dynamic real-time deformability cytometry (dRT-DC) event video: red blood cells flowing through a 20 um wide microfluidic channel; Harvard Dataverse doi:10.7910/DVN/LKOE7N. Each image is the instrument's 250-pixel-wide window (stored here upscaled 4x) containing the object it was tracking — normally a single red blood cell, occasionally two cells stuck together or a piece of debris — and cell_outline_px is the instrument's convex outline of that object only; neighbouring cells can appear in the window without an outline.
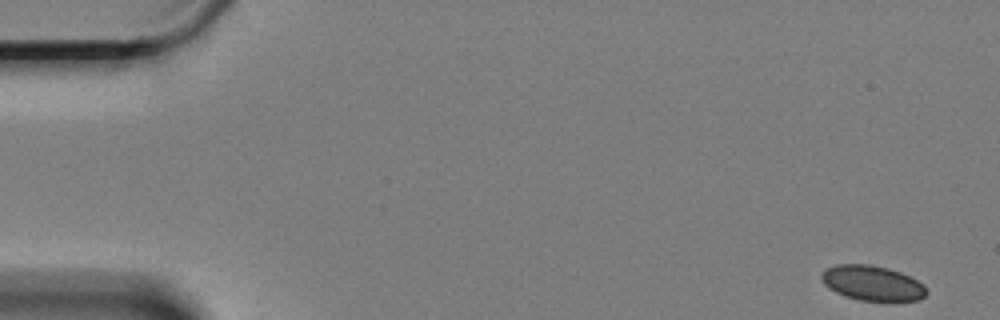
{"species": "Egyptian fruit bat (a non-hibernating species)", "species_latin": "Rousettus aegyptiacus", "temperature_condition": "cold", "stored_images_in_passage": 60, "camera_frame_rate_fps": 3000, "um_per_image_px": 0.085, "animal": {"sex": "female"}, "frame": {"image": 1, "passage_image": 1, "time_ms": 0.0, "image_size_px": [1000, 320], "cell_outline_px": [[928, 292], [920, 300], [892, 304], [860, 300], [844, 296], [828, 288], [820, 280], [820, 272], [824, 268], [836, 264], [868, 264], [888, 268], [900, 272], [924, 284]], "centroid_in_image_um": [74.15, 24.1], "position_along_channel_um": 10.9, "area_um2": 22.37}}
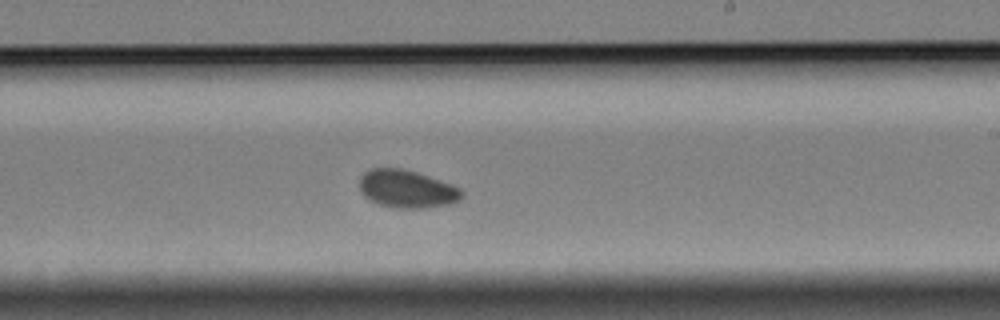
{"frame": {"image": 2, "passage_image": 35, "time_ms": 11.333, "image_size_px": [1000, 320], "cell_outline_px": [[464, 196], [460, 200], [452, 204], [420, 208], [392, 208], [376, 204], [364, 196], [360, 188], [360, 176], [364, 172], [372, 168], [400, 168], [416, 172], [452, 184], [460, 188], [464, 192]], "centroid_in_image_um": [34.6, 16.07], "position_along_channel_um": 254.4, "area_um2": 22.77}}
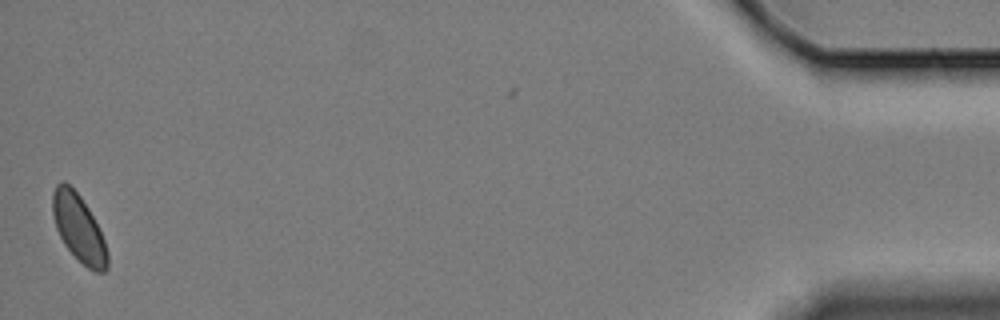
{"frame": {"image": 3, "passage_image": 59, "time_ms": 19.333, "image_size_px": [1000, 320], "cell_outline_px": [[108, 268], [104, 272], [96, 272], [88, 268], [64, 244], [56, 228], [52, 212], [52, 192], [56, 184], [64, 180], [80, 196], [88, 208], [104, 240], [108, 252]], "centroid_in_image_um": [6.68, 19.38], "position_along_channel_um": 428.5, "area_um2": 21.15}}